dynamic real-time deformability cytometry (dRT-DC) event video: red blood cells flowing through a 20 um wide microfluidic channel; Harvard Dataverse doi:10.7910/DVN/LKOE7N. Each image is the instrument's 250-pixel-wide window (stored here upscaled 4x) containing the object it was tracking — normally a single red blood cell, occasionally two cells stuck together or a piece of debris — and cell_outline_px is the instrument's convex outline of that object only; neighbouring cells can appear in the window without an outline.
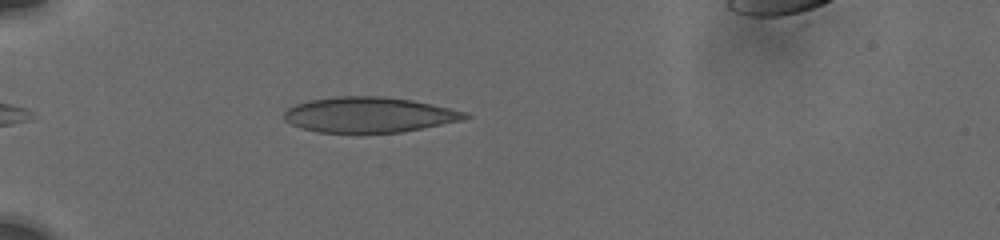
{"species": "human", "species_latin": "Homo sapiens", "temperature_condition": "cold", "stored_images_in_passage": 51, "camera_frame_rate_fps": 3000, "um_per_image_px": 0.085, "donor": {"sex": "male"}, "frame": {"image": 1, "passage_image": 7, "time_ms": 1.333, "image_size_px": [1000, 240], "cell_outline_px": [[472, 116], [460, 120], [400, 132], [316, 132], [300, 128], [284, 120], [284, 112], [288, 108], [296, 104], [312, 100], [336, 96], [380, 96], [412, 100], [432, 104], [464, 112]], "centroid_in_image_um": [31.31, 9.75], "position_along_channel_um": 53.7, "area_um2": 36.76}}
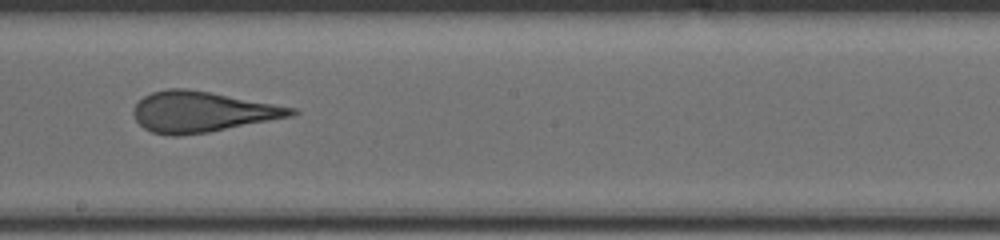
{"frame": {"image": 2, "passage_image": 30, "time_ms": 6.667, "image_size_px": [1000, 240], "cell_outline_px": [[300, 112], [292, 116], [208, 132], [180, 136], [172, 136], [152, 132], [144, 128], [136, 120], [132, 112], [136, 104], [144, 96], [152, 92], [168, 88], [184, 88], [208, 92], [296, 108]], "centroid_in_image_um": [17.15, 9.51], "position_along_channel_um": 231.1, "area_um2": 36.93}}
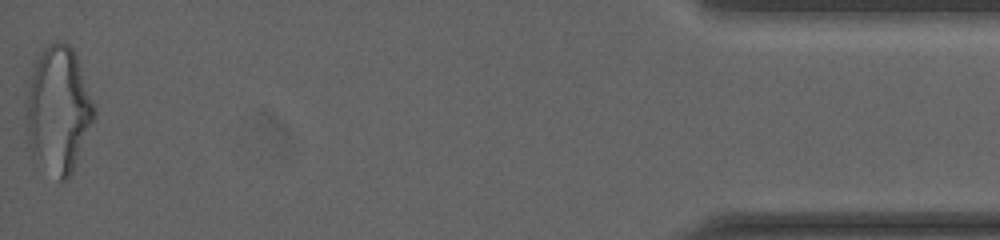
{"frame": {"image": 3, "passage_image": 51, "time_ms": 14.0, "image_size_px": [1000, 240], "cell_outline_px": [[96, 112], [72, 172], [68, 180], [60, 180], [32, 160], [28, 144], [24, 116], [32, 64], [44, 48], [48, 44], [56, 40], [60, 40], [68, 44], [76, 52], [96, 108]], "centroid_in_image_um": [4.92, 9.32], "position_along_channel_um": 430.3, "area_um2": 50.92}, "authors_computed_cell_mechanics": {"area_um2": 37.3388, "velocity_mm_per_s": 3.7653, "shape_relaxation_time_tau1_ms": 9.533, "shape_relaxation_time_tau2_ms": 0.8589, "deformation_change_tau1": 0.2395, "deformation_change_tau2": 0.0818}}